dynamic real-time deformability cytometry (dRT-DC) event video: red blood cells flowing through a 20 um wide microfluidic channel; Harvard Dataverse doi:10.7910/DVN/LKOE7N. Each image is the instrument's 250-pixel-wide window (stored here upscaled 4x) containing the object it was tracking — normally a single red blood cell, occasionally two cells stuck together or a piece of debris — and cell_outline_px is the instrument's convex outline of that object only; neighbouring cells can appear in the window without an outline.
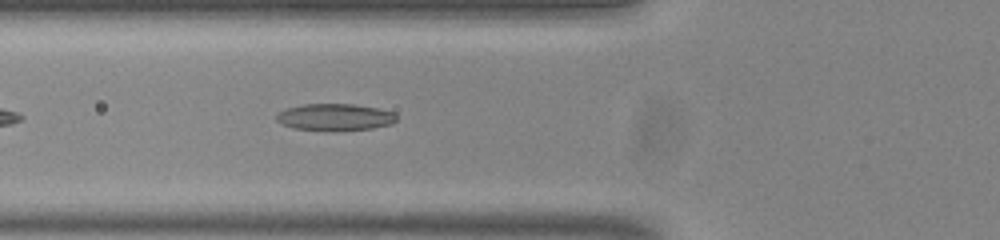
{"species": "common noctule bat (a hibernating species)", "species_latin": "Nyctalus noctula", "temperature_condition": "room temperature", "stored_images_in_passage": 32, "camera_frame_rate_fps": 3000, "um_per_image_px": 0.085, "animal": {"sex": "male", "body_mass_g": 20.0, "forearm_length_mm": 53.3}, "frame": {"image": 1, "passage_image": 5, "time_ms": 1.333, "image_size_px": [1000, 240], "cell_outline_px": [[396, 120], [392, 124], [372, 128], [292, 128], [276, 120], [276, 116], [280, 112], [288, 108], [304, 104], [352, 104], [380, 108], [396, 112]], "centroid_in_image_um": [28.54, 9.9], "position_along_channel_um": 97.3, "area_um2": 17.92}}
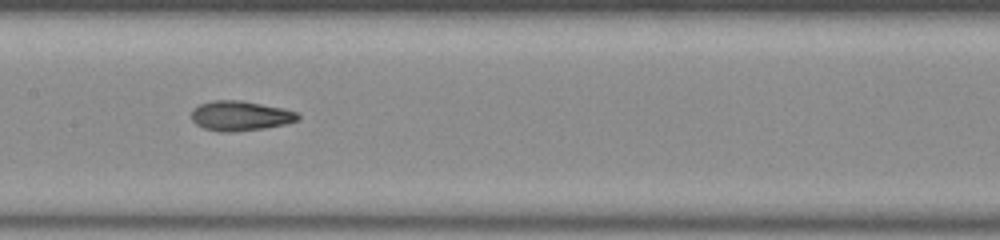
{"frame": {"image": 2, "passage_image": 12, "time_ms": 3.667, "image_size_px": [1000, 240], "cell_outline_px": [[300, 120], [284, 124], [264, 128], [232, 132], [220, 132], [204, 128], [196, 124], [192, 120], [192, 108], [200, 104], [212, 100], [240, 100], [284, 108], [296, 112], [300, 116]], "centroid_in_image_um": [20.42, 9.84], "position_along_channel_um": 187.0, "area_um2": 18.55}}
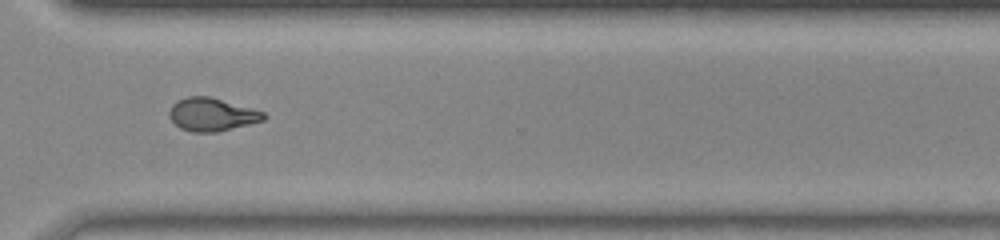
{"frame": {"image": 3, "passage_image": 25, "time_ms": 8.0, "image_size_px": [1000, 240], "cell_outline_px": [[268, 116], [264, 120], [216, 132], [192, 132], [180, 128], [168, 116], [168, 112], [172, 104], [176, 100], [188, 96], [208, 96], [252, 108], [264, 112]], "centroid_in_image_um": [17.98, 9.72], "position_along_channel_um": 352.6, "area_um2": 18.15}, "authors_computed_cell_mechanics": {"area_um2": 18.1492, "velocity_mm_per_s": 3.829, "shape_relaxation_time_tau1_ms": 11.2423, "shape_relaxation_time_tau2_ms": 2.3955, "deformation_change_tau1": 0.3012, "deformation_change_tau2": 0.0863}}